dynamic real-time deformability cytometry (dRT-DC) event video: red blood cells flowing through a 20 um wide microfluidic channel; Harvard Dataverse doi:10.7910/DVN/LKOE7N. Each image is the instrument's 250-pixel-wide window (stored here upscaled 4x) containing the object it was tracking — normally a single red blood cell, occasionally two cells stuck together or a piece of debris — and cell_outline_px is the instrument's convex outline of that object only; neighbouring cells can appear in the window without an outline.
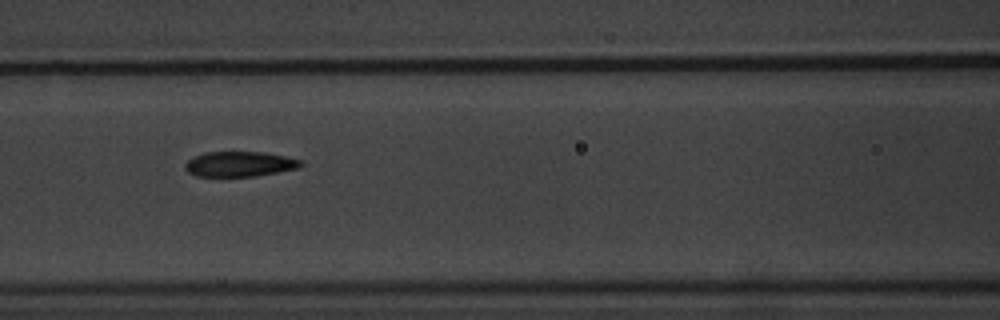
{"species": "common noctule bat (a hibernating species)", "species_latin": "Nyctalus noctula", "temperature_condition": "warm", "stored_images_in_passage": 9, "camera_frame_rate_fps": 3000, "um_per_image_px": 0.085, "animal": {"sex": "male", "body_mass_g": 20.1, "forearm_length_mm": 53.5}, "frame": {"image": 1, "passage_image": 6, "time_ms": 5.667, "image_size_px": [1000, 320], "cell_outline_px": [[304, 164], [300, 168], [256, 176], [196, 176], [188, 172], [184, 168], [184, 164], [188, 160], [204, 152], [264, 152], [304, 160]], "centroid_in_image_um": [20.41, 13.94], "position_along_channel_um": 146.2, "area_um2": 17.05}}
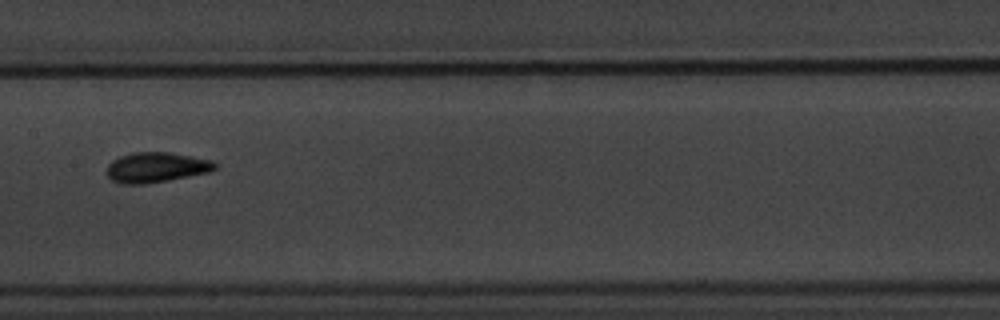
{"frame": {"image": 2, "passage_image": 7, "time_ms": 7.0, "image_size_px": [1000, 320], "cell_outline_px": [[220, 164], [212, 172], [168, 180], [144, 184], [120, 184], [112, 180], [108, 176], [108, 164], [112, 160], [120, 156], [132, 152], [168, 152], [212, 160]], "centroid_in_image_um": [13.32, 14.22], "position_along_channel_um": 194.1, "area_um2": 19.13}}
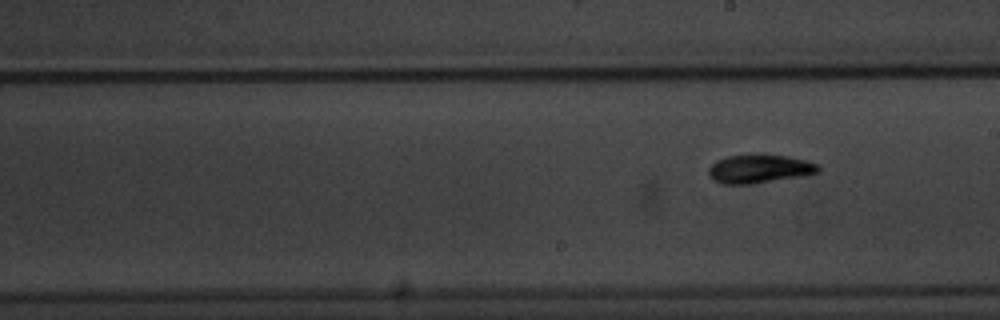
{"frame": {"image": 3, "passage_image": 9, "time_ms": 10.0, "image_size_px": [1000, 320], "cell_outline_px": [[820, 172], [800, 176], [752, 184], [720, 184], [712, 180], [708, 172], [708, 168], [716, 160], [728, 156], [752, 152], [756, 152], [788, 156], [804, 160], [816, 164], [820, 168]], "centroid_in_image_um": [64.49, 14.32], "position_along_channel_um": 224.5, "area_um2": 18.73}}